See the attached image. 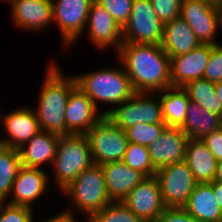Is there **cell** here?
<instances>
[{
	"label": "cell",
	"instance_id": "cell-1",
	"mask_svg": "<svg viewBox=\"0 0 222 222\" xmlns=\"http://www.w3.org/2000/svg\"><path fill=\"white\" fill-rule=\"evenodd\" d=\"M117 55L135 92L157 93L172 86L170 57L161 45L123 43Z\"/></svg>",
	"mask_w": 222,
	"mask_h": 222
},
{
	"label": "cell",
	"instance_id": "cell-2",
	"mask_svg": "<svg viewBox=\"0 0 222 222\" xmlns=\"http://www.w3.org/2000/svg\"><path fill=\"white\" fill-rule=\"evenodd\" d=\"M54 63L56 62H52L47 68L34 113L41 131L62 136L66 135L67 100L77 84L74 75L64 76V73Z\"/></svg>",
	"mask_w": 222,
	"mask_h": 222
},
{
	"label": "cell",
	"instance_id": "cell-3",
	"mask_svg": "<svg viewBox=\"0 0 222 222\" xmlns=\"http://www.w3.org/2000/svg\"><path fill=\"white\" fill-rule=\"evenodd\" d=\"M77 86L93 101L119 105L128 100L135 91L126 71L122 68L98 69L81 75H74Z\"/></svg>",
	"mask_w": 222,
	"mask_h": 222
},
{
	"label": "cell",
	"instance_id": "cell-4",
	"mask_svg": "<svg viewBox=\"0 0 222 222\" xmlns=\"http://www.w3.org/2000/svg\"><path fill=\"white\" fill-rule=\"evenodd\" d=\"M94 164L86 134L59 136L53 173L59 191L66 188L84 170Z\"/></svg>",
	"mask_w": 222,
	"mask_h": 222
},
{
	"label": "cell",
	"instance_id": "cell-5",
	"mask_svg": "<svg viewBox=\"0 0 222 222\" xmlns=\"http://www.w3.org/2000/svg\"><path fill=\"white\" fill-rule=\"evenodd\" d=\"M62 192L69 196L74 208L84 214L86 221L111 202L102 167L97 164L82 171Z\"/></svg>",
	"mask_w": 222,
	"mask_h": 222
},
{
	"label": "cell",
	"instance_id": "cell-6",
	"mask_svg": "<svg viewBox=\"0 0 222 222\" xmlns=\"http://www.w3.org/2000/svg\"><path fill=\"white\" fill-rule=\"evenodd\" d=\"M102 114L124 131L135 124L164 123L158 93L135 92L128 100Z\"/></svg>",
	"mask_w": 222,
	"mask_h": 222
},
{
	"label": "cell",
	"instance_id": "cell-7",
	"mask_svg": "<svg viewBox=\"0 0 222 222\" xmlns=\"http://www.w3.org/2000/svg\"><path fill=\"white\" fill-rule=\"evenodd\" d=\"M94 164L122 161L128 139L126 131L105 115L86 133Z\"/></svg>",
	"mask_w": 222,
	"mask_h": 222
},
{
	"label": "cell",
	"instance_id": "cell-8",
	"mask_svg": "<svg viewBox=\"0 0 222 222\" xmlns=\"http://www.w3.org/2000/svg\"><path fill=\"white\" fill-rule=\"evenodd\" d=\"M164 24L150 0H134L128 22L123 27V43L161 45Z\"/></svg>",
	"mask_w": 222,
	"mask_h": 222
},
{
	"label": "cell",
	"instance_id": "cell-9",
	"mask_svg": "<svg viewBox=\"0 0 222 222\" xmlns=\"http://www.w3.org/2000/svg\"><path fill=\"white\" fill-rule=\"evenodd\" d=\"M180 16L188 23L201 44H219L215 37L222 28L220 4L205 0H183Z\"/></svg>",
	"mask_w": 222,
	"mask_h": 222
},
{
	"label": "cell",
	"instance_id": "cell-10",
	"mask_svg": "<svg viewBox=\"0 0 222 222\" xmlns=\"http://www.w3.org/2000/svg\"><path fill=\"white\" fill-rule=\"evenodd\" d=\"M155 176L166 207H182L198 184L185 161L166 165Z\"/></svg>",
	"mask_w": 222,
	"mask_h": 222
},
{
	"label": "cell",
	"instance_id": "cell-11",
	"mask_svg": "<svg viewBox=\"0 0 222 222\" xmlns=\"http://www.w3.org/2000/svg\"><path fill=\"white\" fill-rule=\"evenodd\" d=\"M93 0H52L53 21L59 26L65 47H71L85 32Z\"/></svg>",
	"mask_w": 222,
	"mask_h": 222
},
{
	"label": "cell",
	"instance_id": "cell-12",
	"mask_svg": "<svg viewBox=\"0 0 222 222\" xmlns=\"http://www.w3.org/2000/svg\"><path fill=\"white\" fill-rule=\"evenodd\" d=\"M122 202L145 222H156L166 208L155 175L145 177Z\"/></svg>",
	"mask_w": 222,
	"mask_h": 222
},
{
	"label": "cell",
	"instance_id": "cell-13",
	"mask_svg": "<svg viewBox=\"0 0 222 222\" xmlns=\"http://www.w3.org/2000/svg\"><path fill=\"white\" fill-rule=\"evenodd\" d=\"M86 26H88V38L99 50L104 51L114 46L118 51L123 44V28L96 0L90 5Z\"/></svg>",
	"mask_w": 222,
	"mask_h": 222
},
{
	"label": "cell",
	"instance_id": "cell-14",
	"mask_svg": "<svg viewBox=\"0 0 222 222\" xmlns=\"http://www.w3.org/2000/svg\"><path fill=\"white\" fill-rule=\"evenodd\" d=\"M93 101L76 86L70 93L66 108V135L86 134L104 115Z\"/></svg>",
	"mask_w": 222,
	"mask_h": 222
},
{
	"label": "cell",
	"instance_id": "cell-15",
	"mask_svg": "<svg viewBox=\"0 0 222 222\" xmlns=\"http://www.w3.org/2000/svg\"><path fill=\"white\" fill-rule=\"evenodd\" d=\"M0 123L6 131L7 138H0V144L12 149H19L34 135L40 132L38 120L32 107H21L11 113L2 114Z\"/></svg>",
	"mask_w": 222,
	"mask_h": 222
},
{
	"label": "cell",
	"instance_id": "cell-16",
	"mask_svg": "<svg viewBox=\"0 0 222 222\" xmlns=\"http://www.w3.org/2000/svg\"><path fill=\"white\" fill-rule=\"evenodd\" d=\"M210 53L211 44H200L186 54L171 57V85L184 87L190 81L203 79Z\"/></svg>",
	"mask_w": 222,
	"mask_h": 222
},
{
	"label": "cell",
	"instance_id": "cell-17",
	"mask_svg": "<svg viewBox=\"0 0 222 222\" xmlns=\"http://www.w3.org/2000/svg\"><path fill=\"white\" fill-rule=\"evenodd\" d=\"M189 137L178 127H165L160 136L148 146L156 170L184 161Z\"/></svg>",
	"mask_w": 222,
	"mask_h": 222
},
{
	"label": "cell",
	"instance_id": "cell-18",
	"mask_svg": "<svg viewBox=\"0 0 222 222\" xmlns=\"http://www.w3.org/2000/svg\"><path fill=\"white\" fill-rule=\"evenodd\" d=\"M48 178L42 167L21 166L12 184L7 203L33 209L32 204L48 190Z\"/></svg>",
	"mask_w": 222,
	"mask_h": 222
},
{
	"label": "cell",
	"instance_id": "cell-19",
	"mask_svg": "<svg viewBox=\"0 0 222 222\" xmlns=\"http://www.w3.org/2000/svg\"><path fill=\"white\" fill-rule=\"evenodd\" d=\"M19 29L44 31L53 22L52 0H6Z\"/></svg>",
	"mask_w": 222,
	"mask_h": 222
},
{
	"label": "cell",
	"instance_id": "cell-20",
	"mask_svg": "<svg viewBox=\"0 0 222 222\" xmlns=\"http://www.w3.org/2000/svg\"><path fill=\"white\" fill-rule=\"evenodd\" d=\"M106 190L111 201H123L145 176L137 170L130 168L123 161L111 162L101 165Z\"/></svg>",
	"mask_w": 222,
	"mask_h": 222
},
{
	"label": "cell",
	"instance_id": "cell-21",
	"mask_svg": "<svg viewBox=\"0 0 222 222\" xmlns=\"http://www.w3.org/2000/svg\"><path fill=\"white\" fill-rule=\"evenodd\" d=\"M59 135L47 131H40L27 143L18 149L21 165L40 168L42 165L52 164L56 156Z\"/></svg>",
	"mask_w": 222,
	"mask_h": 222
},
{
	"label": "cell",
	"instance_id": "cell-22",
	"mask_svg": "<svg viewBox=\"0 0 222 222\" xmlns=\"http://www.w3.org/2000/svg\"><path fill=\"white\" fill-rule=\"evenodd\" d=\"M182 208L198 222H222V210L213 193V182L198 183Z\"/></svg>",
	"mask_w": 222,
	"mask_h": 222
},
{
	"label": "cell",
	"instance_id": "cell-23",
	"mask_svg": "<svg viewBox=\"0 0 222 222\" xmlns=\"http://www.w3.org/2000/svg\"><path fill=\"white\" fill-rule=\"evenodd\" d=\"M200 44L191 27L181 16L164 24L161 47L170 58L186 54Z\"/></svg>",
	"mask_w": 222,
	"mask_h": 222
},
{
	"label": "cell",
	"instance_id": "cell-24",
	"mask_svg": "<svg viewBox=\"0 0 222 222\" xmlns=\"http://www.w3.org/2000/svg\"><path fill=\"white\" fill-rule=\"evenodd\" d=\"M184 161L198 183L214 181L218 161L201 139L188 140Z\"/></svg>",
	"mask_w": 222,
	"mask_h": 222
},
{
	"label": "cell",
	"instance_id": "cell-25",
	"mask_svg": "<svg viewBox=\"0 0 222 222\" xmlns=\"http://www.w3.org/2000/svg\"><path fill=\"white\" fill-rule=\"evenodd\" d=\"M161 101L163 119L167 127L181 128L185 123L187 107L190 102L183 87H168L157 92Z\"/></svg>",
	"mask_w": 222,
	"mask_h": 222
},
{
	"label": "cell",
	"instance_id": "cell-26",
	"mask_svg": "<svg viewBox=\"0 0 222 222\" xmlns=\"http://www.w3.org/2000/svg\"><path fill=\"white\" fill-rule=\"evenodd\" d=\"M222 117L206 111L201 106L189 102L185 123L181 127L182 131L189 139H202L205 135L221 128Z\"/></svg>",
	"mask_w": 222,
	"mask_h": 222
},
{
	"label": "cell",
	"instance_id": "cell-27",
	"mask_svg": "<svg viewBox=\"0 0 222 222\" xmlns=\"http://www.w3.org/2000/svg\"><path fill=\"white\" fill-rule=\"evenodd\" d=\"M183 88L191 102L222 117V104L216 94L215 83L198 79L188 82Z\"/></svg>",
	"mask_w": 222,
	"mask_h": 222
},
{
	"label": "cell",
	"instance_id": "cell-28",
	"mask_svg": "<svg viewBox=\"0 0 222 222\" xmlns=\"http://www.w3.org/2000/svg\"><path fill=\"white\" fill-rule=\"evenodd\" d=\"M21 166L19 151L0 144V202H6L9 198Z\"/></svg>",
	"mask_w": 222,
	"mask_h": 222
},
{
	"label": "cell",
	"instance_id": "cell-29",
	"mask_svg": "<svg viewBox=\"0 0 222 222\" xmlns=\"http://www.w3.org/2000/svg\"><path fill=\"white\" fill-rule=\"evenodd\" d=\"M122 161L130 168L142 173L145 177L156 174L157 170L151 162L147 146L128 142Z\"/></svg>",
	"mask_w": 222,
	"mask_h": 222
},
{
	"label": "cell",
	"instance_id": "cell-30",
	"mask_svg": "<svg viewBox=\"0 0 222 222\" xmlns=\"http://www.w3.org/2000/svg\"><path fill=\"white\" fill-rule=\"evenodd\" d=\"M86 222H145L135 215L122 201H111Z\"/></svg>",
	"mask_w": 222,
	"mask_h": 222
},
{
	"label": "cell",
	"instance_id": "cell-31",
	"mask_svg": "<svg viewBox=\"0 0 222 222\" xmlns=\"http://www.w3.org/2000/svg\"><path fill=\"white\" fill-rule=\"evenodd\" d=\"M165 127V123L135 124L126 130L127 139L131 143L148 147L160 136Z\"/></svg>",
	"mask_w": 222,
	"mask_h": 222
},
{
	"label": "cell",
	"instance_id": "cell-32",
	"mask_svg": "<svg viewBox=\"0 0 222 222\" xmlns=\"http://www.w3.org/2000/svg\"><path fill=\"white\" fill-rule=\"evenodd\" d=\"M29 207L0 202V222H35Z\"/></svg>",
	"mask_w": 222,
	"mask_h": 222
},
{
	"label": "cell",
	"instance_id": "cell-33",
	"mask_svg": "<svg viewBox=\"0 0 222 222\" xmlns=\"http://www.w3.org/2000/svg\"><path fill=\"white\" fill-rule=\"evenodd\" d=\"M111 14L123 28L128 22L134 0H96Z\"/></svg>",
	"mask_w": 222,
	"mask_h": 222
},
{
	"label": "cell",
	"instance_id": "cell-34",
	"mask_svg": "<svg viewBox=\"0 0 222 222\" xmlns=\"http://www.w3.org/2000/svg\"><path fill=\"white\" fill-rule=\"evenodd\" d=\"M183 0H150L153 10L163 24L180 17Z\"/></svg>",
	"mask_w": 222,
	"mask_h": 222
},
{
	"label": "cell",
	"instance_id": "cell-35",
	"mask_svg": "<svg viewBox=\"0 0 222 222\" xmlns=\"http://www.w3.org/2000/svg\"><path fill=\"white\" fill-rule=\"evenodd\" d=\"M203 79L212 83L222 81V43L211 45L210 58L205 68Z\"/></svg>",
	"mask_w": 222,
	"mask_h": 222
},
{
	"label": "cell",
	"instance_id": "cell-36",
	"mask_svg": "<svg viewBox=\"0 0 222 222\" xmlns=\"http://www.w3.org/2000/svg\"><path fill=\"white\" fill-rule=\"evenodd\" d=\"M156 222H198L182 207H166Z\"/></svg>",
	"mask_w": 222,
	"mask_h": 222
},
{
	"label": "cell",
	"instance_id": "cell-37",
	"mask_svg": "<svg viewBox=\"0 0 222 222\" xmlns=\"http://www.w3.org/2000/svg\"><path fill=\"white\" fill-rule=\"evenodd\" d=\"M201 140L206 144L215 159L218 162L222 161V128L205 135Z\"/></svg>",
	"mask_w": 222,
	"mask_h": 222
},
{
	"label": "cell",
	"instance_id": "cell-38",
	"mask_svg": "<svg viewBox=\"0 0 222 222\" xmlns=\"http://www.w3.org/2000/svg\"><path fill=\"white\" fill-rule=\"evenodd\" d=\"M72 210V208H68L65 211L57 213L56 215L54 214L52 217L46 220L44 219L43 222H75L76 218L74 216V211Z\"/></svg>",
	"mask_w": 222,
	"mask_h": 222
},
{
	"label": "cell",
	"instance_id": "cell-39",
	"mask_svg": "<svg viewBox=\"0 0 222 222\" xmlns=\"http://www.w3.org/2000/svg\"><path fill=\"white\" fill-rule=\"evenodd\" d=\"M213 193L218 205L222 210V183L213 181Z\"/></svg>",
	"mask_w": 222,
	"mask_h": 222
},
{
	"label": "cell",
	"instance_id": "cell-40",
	"mask_svg": "<svg viewBox=\"0 0 222 222\" xmlns=\"http://www.w3.org/2000/svg\"><path fill=\"white\" fill-rule=\"evenodd\" d=\"M214 181L222 183V161H219L217 163V168H216Z\"/></svg>",
	"mask_w": 222,
	"mask_h": 222
},
{
	"label": "cell",
	"instance_id": "cell-41",
	"mask_svg": "<svg viewBox=\"0 0 222 222\" xmlns=\"http://www.w3.org/2000/svg\"><path fill=\"white\" fill-rule=\"evenodd\" d=\"M216 94L222 104V81L215 83Z\"/></svg>",
	"mask_w": 222,
	"mask_h": 222
},
{
	"label": "cell",
	"instance_id": "cell-42",
	"mask_svg": "<svg viewBox=\"0 0 222 222\" xmlns=\"http://www.w3.org/2000/svg\"><path fill=\"white\" fill-rule=\"evenodd\" d=\"M205 1L210 2L212 4H220L221 0H205Z\"/></svg>",
	"mask_w": 222,
	"mask_h": 222
},
{
	"label": "cell",
	"instance_id": "cell-43",
	"mask_svg": "<svg viewBox=\"0 0 222 222\" xmlns=\"http://www.w3.org/2000/svg\"><path fill=\"white\" fill-rule=\"evenodd\" d=\"M221 14H222V0L220 1Z\"/></svg>",
	"mask_w": 222,
	"mask_h": 222
},
{
	"label": "cell",
	"instance_id": "cell-44",
	"mask_svg": "<svg viewBox=\"0 0 222 222\" xmlns=\"http://www.w3.org/2000/svg\"><path fill=\"white\" fill-rule=\"evenodd\" d=\"M0 109H1V107H0ZM1 112H2V110L0 111V119H1ZM1 121V120H0ZM0 126H1V123H0Z\"/></svg>",
	"mask_w": 222,
	"mask_h": 222
}]
</instances>
